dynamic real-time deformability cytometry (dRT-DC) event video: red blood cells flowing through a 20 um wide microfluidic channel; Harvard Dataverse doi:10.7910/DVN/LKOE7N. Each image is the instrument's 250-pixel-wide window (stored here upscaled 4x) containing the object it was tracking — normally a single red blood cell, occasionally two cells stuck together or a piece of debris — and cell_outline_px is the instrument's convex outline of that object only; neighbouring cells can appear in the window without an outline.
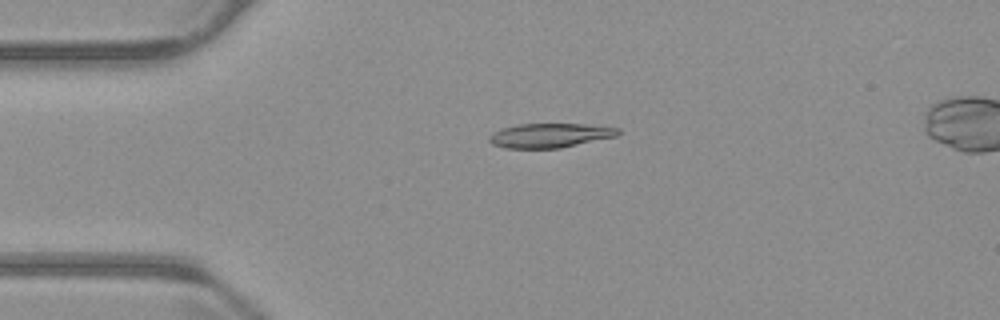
{"species": "common noctule bat (a hibernating species)", "species_latin": "Nyctalus noctula", "temperature_condition": "warm", "stored_images_in_passage": 55, "camera_frame_rate_fps": 3000, "um_per_image_px": 0.085, "animal": {"sex": "male", "body_mass_g": 23.1, "forearm_length_mm": 52.7}, "frame": {"image": 1, "passage_image": 13, "time_ms": 4.0, "image_size_px": [1000, 320], "cell_outline_px": [[620, 132], [616, 136], [560, 148], [504, 148], [492, 144], [488, 140], [488, 136], [492, 132], [500, 128], [520, 124], [584, 124], [620, 128]], "centroid_in_image_um": [46.69, 11.51], "position_along_channel_um": 38.3, "area_um2": 18.26}}
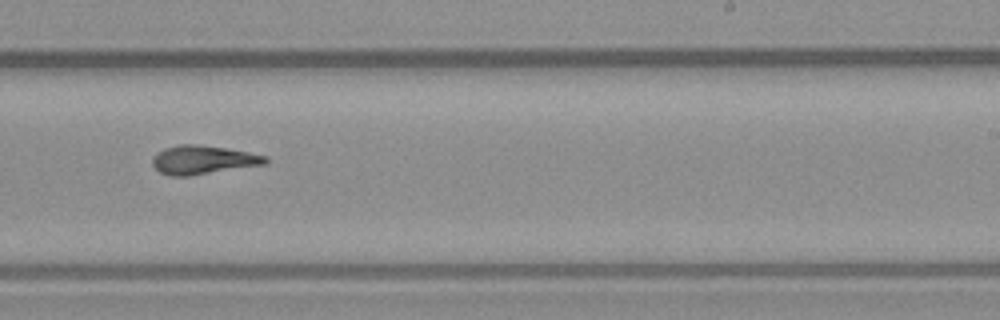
{"frame": {"image": 2, "passage_image": 34, "time_ms": 11.0, "image_size_px": [1000, 320], "cell_outline_px": [[268, 164], [188, 176], [172, 176], [160, 172], [152, 164], [152, 160], [156, 152], [164, 148], [180, 144], [200, 144], [248, 152], [268, 156]], "centroid_in_image_um": [17.27, 13.58], "position_along_channel_um": 271.7, "area_um2": 18.96}}
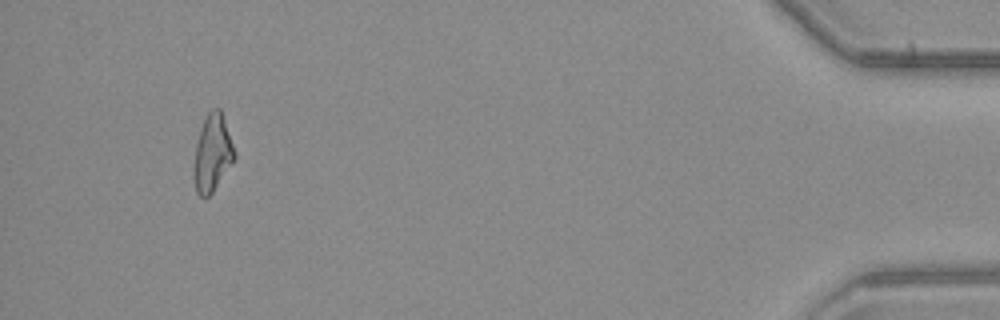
{"frame": {"image": 3, "passage_image": 52, "time_ms": 17.0, "image_size_px": [1000, 320], "cell_outline_px": [[236, 156], [212, 192], [208, 196], [200, 196], [196, 192], [196, 144], [200, 128], [208, 112], [212, 108], [220, 108]], "centroid_in_image_um": [18.07, 12.96], "position_along_channel_um": 417.1, "area_um2": 17.17}, "authors_computed_cell_mechanics": {"area_um2": 18.3226, "velocity_mm_per_s": 3.7383, "shape_relaxation_time_tau1_ms": 10.7699, "shape_relaxation_time_tau2_ms": 4.9033, "deformation_change_tau1": 0.2793, "deformation_change_tau2": 0.1539}}